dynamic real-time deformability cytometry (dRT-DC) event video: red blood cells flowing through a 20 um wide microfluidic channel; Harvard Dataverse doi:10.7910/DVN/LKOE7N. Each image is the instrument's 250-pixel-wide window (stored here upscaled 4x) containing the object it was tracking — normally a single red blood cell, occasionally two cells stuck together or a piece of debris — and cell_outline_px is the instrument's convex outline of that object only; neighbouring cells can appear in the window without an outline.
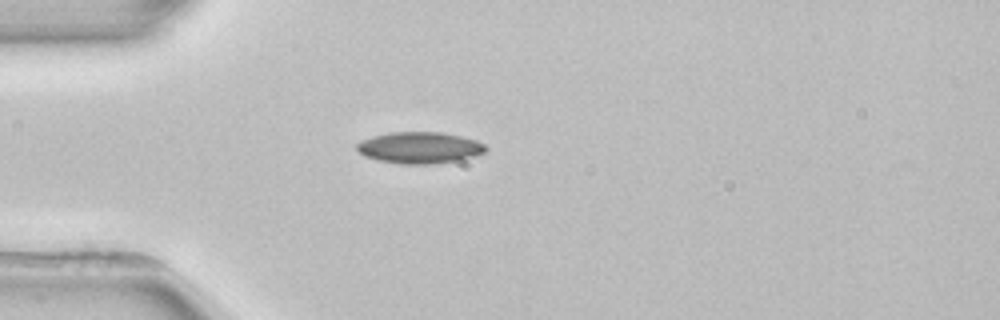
{"species": "common noctule bat (a hibernating species)", "species_latin": "Nyctalus noctula", "temperature_condition": "room temperature", "stored_images_in_passage": 1, "camera_frame_rate_fps": 3000, "um_per_image_px": 0.085, "animal": {"sex": "female", "body_mass_g": 22.7, "forearm_length_mm": 54.2}, "frame": {"image": 1, "passage_image": 1, "time_ms": 0.0, "image_size_px": [1000, 320], "cell_outline_px": [[488, 148], [484, 152], [460, 160], [432, 164], [400, 164], [380, 160], [364, 156], [356, 148], [356, 144], [360, 140], [372, 136], [392, 132], [444, 132], [476, 140], [484, 144]], "centroid_in_image_um": [35.65, 12.55], "position_along_channel_um": 49.3, "area_um2": 23.64}}